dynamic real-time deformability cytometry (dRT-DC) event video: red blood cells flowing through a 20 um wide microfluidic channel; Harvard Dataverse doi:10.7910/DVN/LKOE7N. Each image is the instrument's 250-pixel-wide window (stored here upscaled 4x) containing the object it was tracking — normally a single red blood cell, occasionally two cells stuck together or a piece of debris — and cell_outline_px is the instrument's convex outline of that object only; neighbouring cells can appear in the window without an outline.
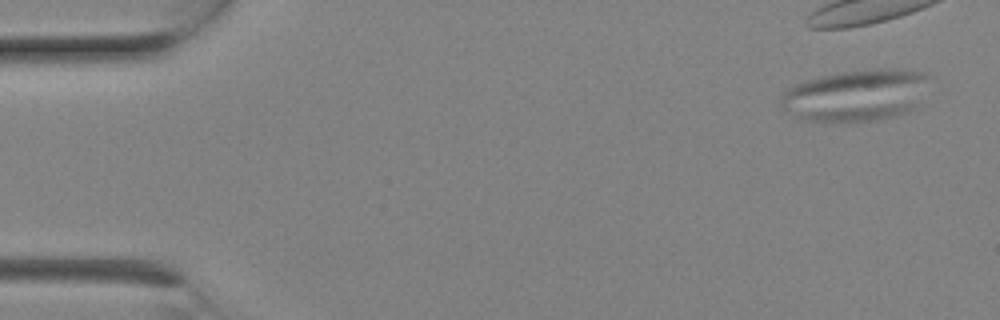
{"species": "Egyptian fruit bat (a non-hibernating species)", "species_latin": "Rousettus aegyptiacus", "temperature_condition": "room temperature", "stored_images_in_passage": 21, "camera_frame_rate_fps": 3000, "um_per_image_px": 0.085, "animal": {"sex": "female"}, "frame": {"image": 1, "passage_image": 1, "time_ms": 0.0, "image_size_px": [1000, 320], "cell_outline_px": [[932, 76], [916, 108], [908, 112], [896, 116], [876, 120], [804, 120], [784, 108], [780, 104], [780, 96], [788, 88], [796, 84], [820, 76], [844, 72], [880, 68], [904, 68], [928, 72]], "centroid_in_image_um": [72.87, 8.06], "position_along_channel_um": 12.1, "area_um2": 44.62}}
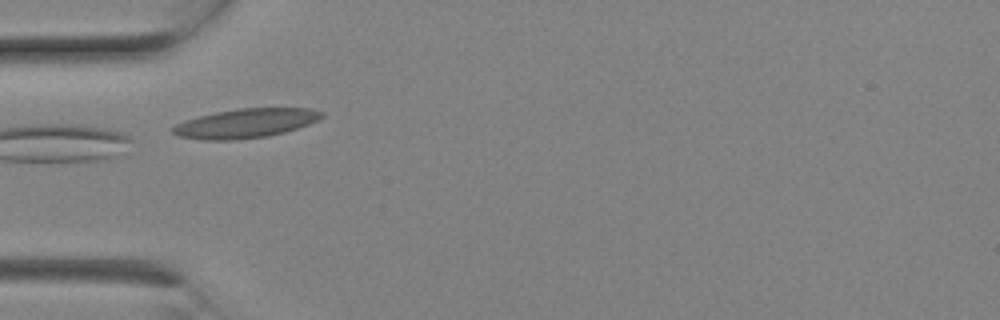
{"frame": {"image": 2, "passage_image": 7, "time_ms": 2.0, "image_size_px": [1000, 320], "cell_outline_px": [[324, 116], [308, 124], [284, 132], [268, 136], [236, 140], [204, 140], [180, 136], [172, 132], [172, 128], [176, 124], [200, 116], [216, 112], [240, 108], [312, 108], [324, 112]], "centroid_in_image_um": [20.91, 10.48], "position_along_channel_um": 64.1, "area_um2": 25.09}}
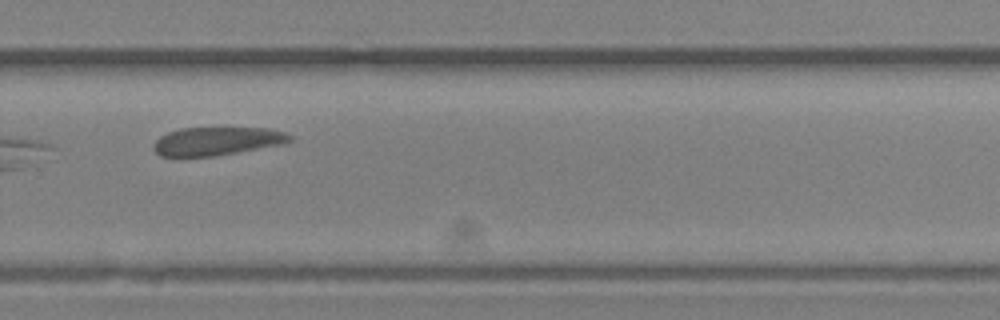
{"frame": {"image": 3, "passage_image": 15, "time_ms": 4.667, "image_size_px": [1000, 320], "cell_outline_px": [[292, 140], [288, 144], [212, 156], [160, 156], [152, 148], [152, 144], [160, 136], [168, 132], [180, 128], [268, 128], [284, 132], [292, 136]], "centroid_in_image_um": [18.47, 11.99], "position_along_channel_um": 311.3, "area_um2": 22.6}}